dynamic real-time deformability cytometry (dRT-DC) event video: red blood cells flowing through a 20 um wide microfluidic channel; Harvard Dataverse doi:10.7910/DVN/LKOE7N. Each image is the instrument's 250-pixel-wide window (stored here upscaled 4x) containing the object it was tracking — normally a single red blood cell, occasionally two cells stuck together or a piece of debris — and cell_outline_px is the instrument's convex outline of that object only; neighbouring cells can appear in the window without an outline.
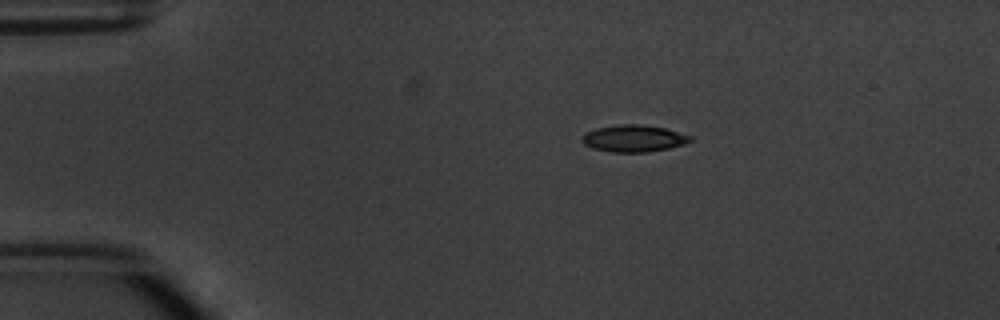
{"species": "common noctule bat (a hibernating species)", "species_latin": "Nyctalus noctula", "temperature_condition": "warm", "stored_images_in_passage": 2, "camera_frame_rate_fps": 3000, "um_per_image_px": 0.085, "animal": {"sex": "male", "body_mass_g": 20.1, "forearm_length_mm": 53.5}, "frame": {"image": 1, "passage_image": 1, "time_ms": 0.0, "image_size_px": [1000, 320], "cell_outline_px": [[692, 140], [684, 144], [668, 148], [648, 152], [612, 152], [592, 148], [584, 144], [580, 140], [580, 136], [584, 132], [596, 128], [620, 124], [640, 124], [664, 128], [692, 136]], "centroid_in_image_um": [53.81, 11.76], "position_along_channel_um": 31.2, "area_um2": 17.05}}